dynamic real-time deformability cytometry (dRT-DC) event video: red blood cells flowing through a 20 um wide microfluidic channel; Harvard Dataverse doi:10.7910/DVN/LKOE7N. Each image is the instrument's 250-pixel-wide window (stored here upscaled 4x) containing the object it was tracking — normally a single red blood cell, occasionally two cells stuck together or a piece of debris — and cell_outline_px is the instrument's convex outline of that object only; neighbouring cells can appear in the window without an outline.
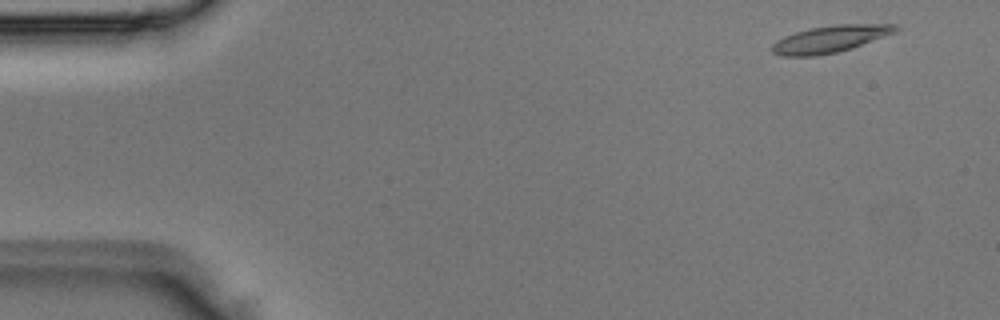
{"species": "Egyptian fruit bat (a non-hibernating species)", "species_latin": "Rousettus aegyptiacus", "temperature_condition": "room temperature", "stored_images_in_passage": 3, "camera_frame_rate_fps": 3000, "um_per_image_px": 0.085, "animal": {"sex": "male"}, "frame": {"image": 1, "passage_image": 1, "time_ms": 0.0, "image_size_px": [1000, 320], "cell_outline_px": [[900, 28], [896, 32], [852, 48], [836, 52], [816, 56], [784, 56], [772, 52], [772, 44], [776, 40], [784, 36], [808, 28], [836, 24], [896, 24]], "centroid_in_image_um": [70.57, 3.31], "position_along_channel_um": 14.4, "area_um2": 19.42}}